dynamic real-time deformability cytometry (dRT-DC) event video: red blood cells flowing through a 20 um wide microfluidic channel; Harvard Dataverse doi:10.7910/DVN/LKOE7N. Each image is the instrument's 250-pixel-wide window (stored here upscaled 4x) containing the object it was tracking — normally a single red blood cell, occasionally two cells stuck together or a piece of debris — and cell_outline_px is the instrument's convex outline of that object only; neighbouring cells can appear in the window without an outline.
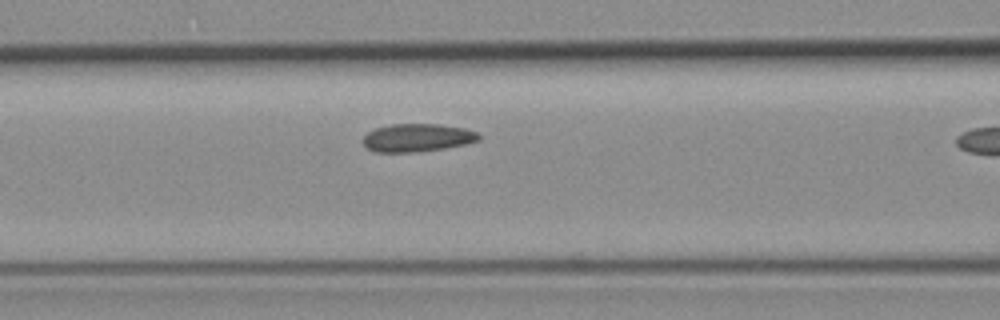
{"species": "common noctule bat (a hibernating species)", "species_latin": "Nyctalus noctula", "temperature_condition": "room temperature", "stored_images_in_passage": 6, "camera_frame_rate_fps": 3000, "um_per_image_px": 0.085, "animal": {"sex": "female", "body_mass_g": 19.3, "forearm_length_mm": 54.1}, "frame": {"image": 1, "passage_image": 5, "time_ms": 5.0, "image_size_px": [1000, 320], "cell_outline_px": [[480, 140], [464, 144], [444, 148], [412, 152], [376, 152], [368, 148], [364, 144], [364, 136], [368, 132], [376, 128], [392, 124], [440, 124], [464, 128], [476, 132], [480, 136]], "centroid_in_image_um": [35.47, 11.7], "position_along_channel_um": 131.1, "area_um2": 18.67}}